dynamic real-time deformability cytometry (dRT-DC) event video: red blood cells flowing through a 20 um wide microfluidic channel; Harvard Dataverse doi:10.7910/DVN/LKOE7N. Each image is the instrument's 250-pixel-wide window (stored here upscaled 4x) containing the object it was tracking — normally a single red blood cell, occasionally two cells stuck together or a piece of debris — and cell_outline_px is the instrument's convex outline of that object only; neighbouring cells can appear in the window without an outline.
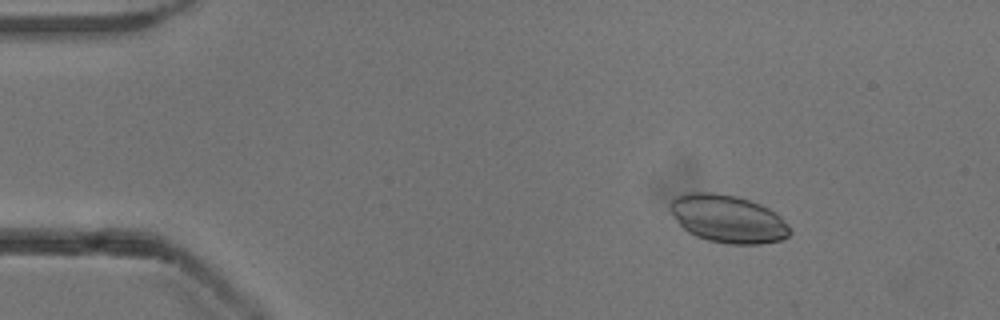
{"species": "common noctule bat (a hibernating species)", "species_latin": "Nyctalus noctula", "temperature_condition": "cold", "stored_images_in_passage": 16, "camera_frame_rate_fps": 3000, "um_per_image_px": 0.085, "animal": {"sex": "male", "body_mass_g": 13.3}, "frame": {"image": 1, "passage_image": 7, "time_ms": 2.0, "image_size_px": [1000, 320], "cell_outline_px": [[792, 232], [788, 236], [780, 240], [760, 244], [728, 244], [708, 240], [696, 236], [688, 232], [676, 220], [668, 208], [668, 204], [676, 196], [684, 192], [712, 192], [736, 196], [760, 204], [776, 212], [788, 224]], "centroid_in_image_um": [61.86, 18.59], "position_along_channel_um": 23.1, "area_um2": 33.52}}